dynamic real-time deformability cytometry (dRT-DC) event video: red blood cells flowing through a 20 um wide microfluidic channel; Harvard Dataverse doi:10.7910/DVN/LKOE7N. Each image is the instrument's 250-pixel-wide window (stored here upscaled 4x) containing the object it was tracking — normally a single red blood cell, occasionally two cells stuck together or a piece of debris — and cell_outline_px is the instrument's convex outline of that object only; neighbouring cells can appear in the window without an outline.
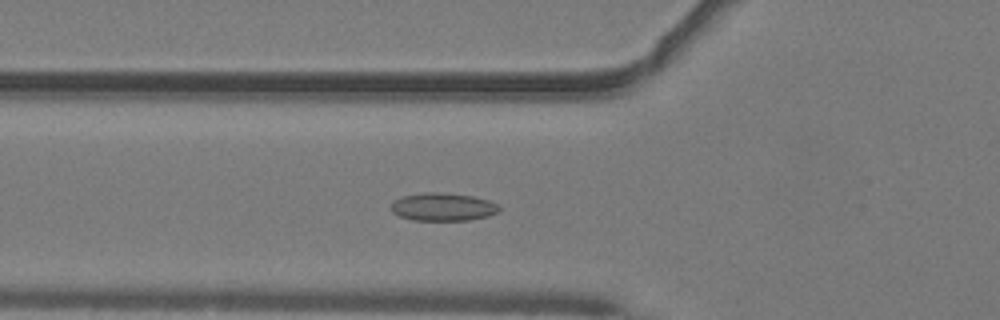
{"species": "common noctule bat (a hibernating species)", "species_latin": "Nyctalus noctula", "temperature_condition": "warm", "stored_images_in_passage": 46, "camera_frame_rate_fps": 3000, "um_per_image_px": 0.085, "animal": {"sex": "male", "body_mass_g": 19.2, "forearm_length_mm": 51.8}, "frame": {"image": 1, "passage_image": 14, "time_ms": 4.333, "image_size_px": [1000, 320], "cell_outline_px": [[500, 212], [488, 216], [468, 220], [412, 220], [400, 216], [392, 212], [388, 208], [392, 200], [400, 196], [424, 192], [440, 192], [472, 196], [488, 200], [496, 204], [500, 208]], "centroid_in_image_um": [37.58, 17.58], "position_along_channel_um": 88.2, "area_um2": 17.86}}
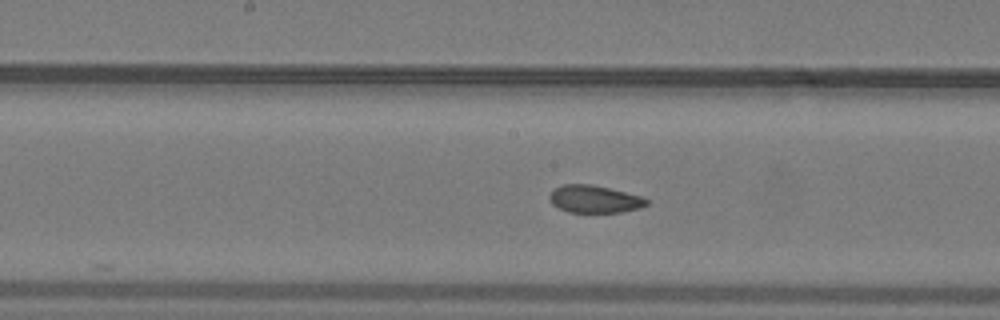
{"frame": {"image": 2, "passage_image": 22, "time_ms": 7.0, "image_size_px": [1000, 320], "cell_outline_px": [[648, 204], [640, 208], [620, 212], [568, 212], [552, 204], [548, 196], [552, 188], [564, 184], [592, 184], [640, 196], [648, 200]], "centroid_in_image_um": [50.48, 16.92], "position_along_channel_um": 197.7, "area_um2": 15.49}}
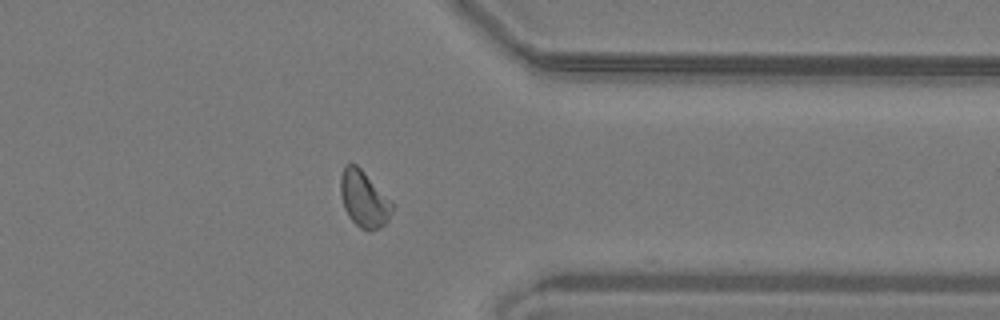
{"frame": {"image": 3, "passage_image": 36, "time_ms": 11.667, "image_size_px": [1000, 320], "cell_outline_px": [[396, 204], [388, 220], [380, 228], [368, 232], [360, 228], [348, 216], [344, 208], [340, 196], [340, 176], [344, 164], [356, 164]], "centroid_in_image_um": [30.94, 16.93], "position_along_channel_um": 380.5, "area_um2": 17.34}, "authors_computed_cell_mechanics": {"area_um2": 16.762, "velocity_mm_per_s": 4.0798, "shape_relaxation_time_tau1_ms": null, "shape_relaxation_time_tau2_ms": 1.5213, "deformation_change_tau1": null, "deformation_change_tau2": 0.0718}}